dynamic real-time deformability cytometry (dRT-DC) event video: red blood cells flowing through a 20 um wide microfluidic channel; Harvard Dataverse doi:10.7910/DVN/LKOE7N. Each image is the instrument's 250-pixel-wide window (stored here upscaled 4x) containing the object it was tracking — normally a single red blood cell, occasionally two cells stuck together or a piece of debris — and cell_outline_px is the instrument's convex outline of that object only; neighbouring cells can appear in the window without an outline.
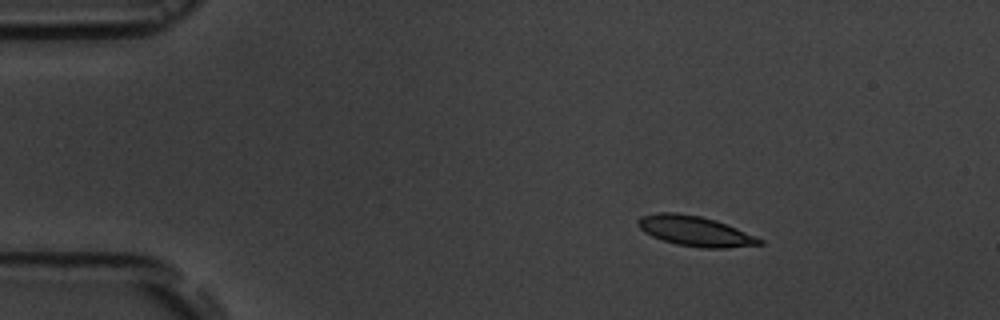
{"species": "common noctule bat (a hibernating species)", "species_latin": "Nyctalus noctula", "temperature_condition": "room temperature", "stored_images_in_passage": 6, "camera_frame_rate_fps": 3000, "um_per_image_px": 0.085, "animal": {"sex": "male", "body_mass_g": 19.5, "forearm_length_mm": 54.6}, "frame": {"image": 1, "passage_image": 2, "time_ms": 1.333, "image_size_px": [1000, 320], "cell_outline_px": [[764, 244], [724, 248], [700, 248], [676, 244], [652, 236], [644, 232], [636, 224], [636, 220], [640, 216], [656, 212], [676, 212], [700, 216], [716, 220], [736, 228], [764, 240]], "centroid_in_image_um": [59.05, 19.63], "position_along_channel_um": 26.0, "area_um2": 21.39}}
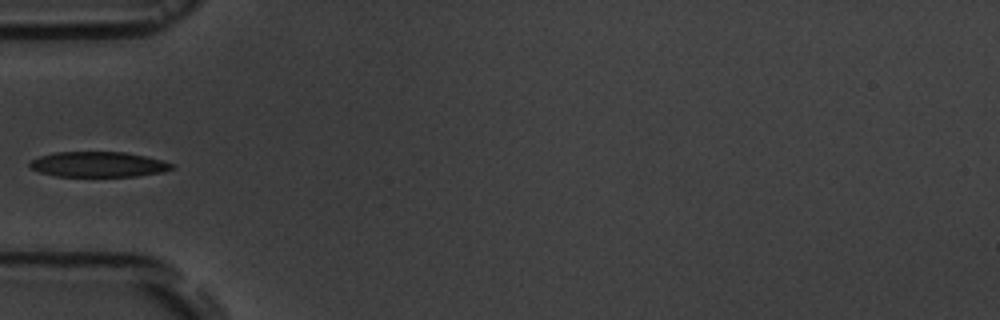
{"frame": {"image": 2, "passage_image": 5, "time_ms": 4.667, "image_size_px": [1000, 320], "cell_outline_px": [[176, 164], [172, 168], [164, 172], [136, 176], [56, 176], [40, 172], [32, 168], [28, 164], [32, 160], [40, 156], [56, 152], [124, 152], [164, 160]], "centroid_in_image_um": [8.4, 13.97], "position_along_channel_um": 76.6, "area_um2": 20.87}}
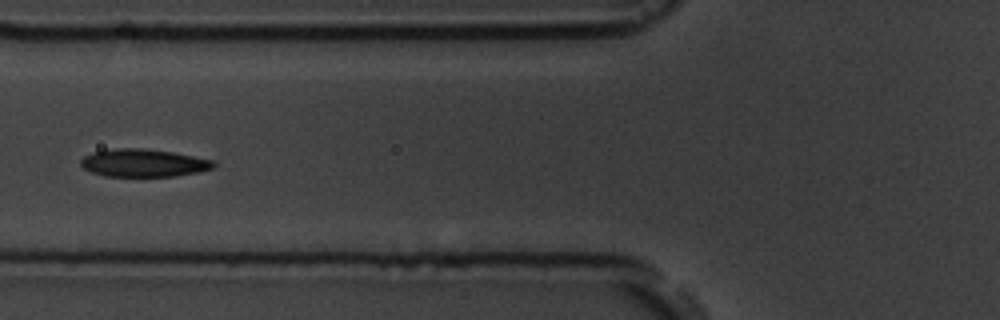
{"frame": {"image": 3, "passage_image": 6, "time_ms": 5.667, "image_size_px": [1000, 320], "cell_outline_px": [[216, 168], [200, 172], [176, 176], [104, 176], [92, 172], [84, 168], [80, 164], [80, 160], [84, 156], [92, 152], [112, 148], [144, 148], [172, 152], [216, 160]], "centroid_in_image_um": [12.24, 13.85], "position_along_channel_um": 113.6, "area_um2": 21.79}}